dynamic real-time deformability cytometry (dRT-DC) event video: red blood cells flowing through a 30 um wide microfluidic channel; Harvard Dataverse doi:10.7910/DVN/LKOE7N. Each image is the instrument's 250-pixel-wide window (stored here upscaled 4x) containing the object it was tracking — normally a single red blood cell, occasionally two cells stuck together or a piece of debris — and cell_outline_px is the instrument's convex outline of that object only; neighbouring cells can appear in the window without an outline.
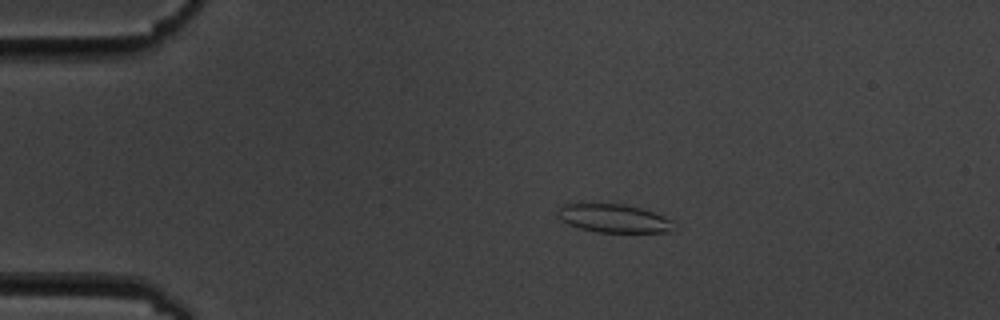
{"species": "common noctule bat (a hibernating species)", "species_latin": "Nyctalus noctula", "temperature_condition": "cold", "stored_images_in_passage": 8, "camera_frame_rate_fps": 3000, "um_per_image_px": 0.085, "animal": {"sex": "male", "body_mass_g": 19.5, "forearm_length_mm": 54.6}, "frame": {"image": 1, "passage_image": 3, "time_ms": 2.333, "image_size_px": [1000, 320], "cell_outline_px": [[676, 228], [672, 232], [596, 232], [580, 228], [568, 224], [560, 220], [556, 216], [556, 212], [564, 204], [624, 204], [640, 208], [664, 216], [672, 220]], "centroid_in_image_um": [52.18, 18.57], "position_along_channel_um": 32.8, "area_um2": 19.25}}
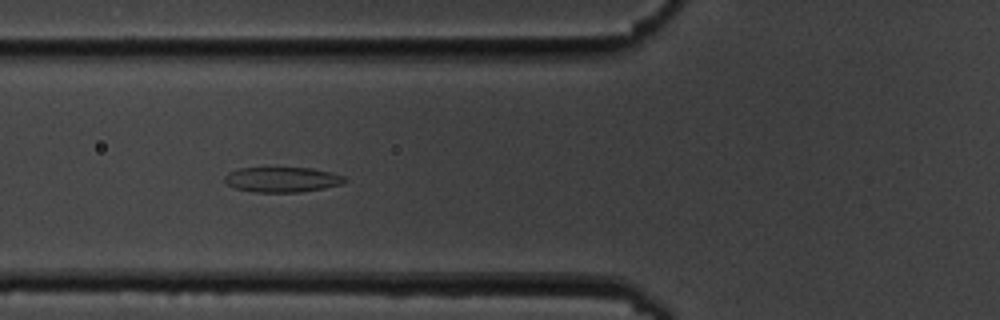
{"frame": {"image": 2, "passage_image": 6, "time_ms": 5.667, "image_size_px": [1000, 320], "cell_outline_px": [[348, 180], [340, 184], [324, 188], [300, 192], [256, 192], [236, 188], [228, 184], [224, 180], [224, 176], [228, 172], [240, 168], [312, 168], [344, 176]], "centroid_in_image_um": [23.97, 15.26], "position_along_channel_um": 101.8, "area_um2": 17.4}}
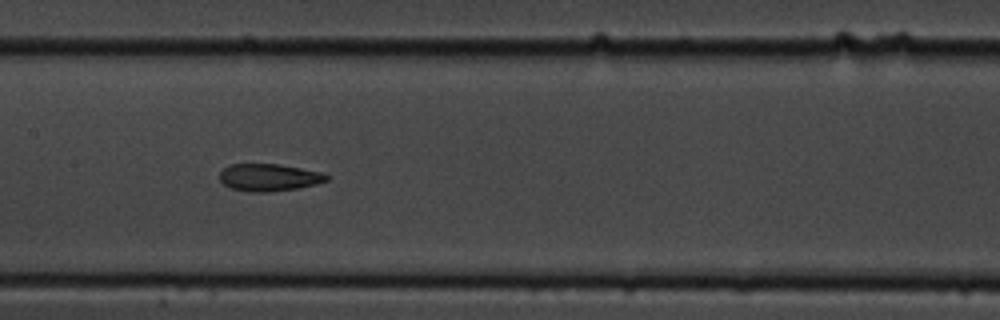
{"frame": {"image": 3, "passage_image": 8, "time_ms": 8.0, "image_size_px": [1000, 320], "cell_outline_px": [[328, 180], [316, 184], [296, 188], [268, 192], [248, 192], [232, 188], [224, 184], [220, 180], [220, 172], [228, 164], [280, 164], [320, 172], [328, 176]], "centroid_in_image_um": [22.83, 15.08], "position_along_channel_um": 184.6, "area_um2": 16.88}}